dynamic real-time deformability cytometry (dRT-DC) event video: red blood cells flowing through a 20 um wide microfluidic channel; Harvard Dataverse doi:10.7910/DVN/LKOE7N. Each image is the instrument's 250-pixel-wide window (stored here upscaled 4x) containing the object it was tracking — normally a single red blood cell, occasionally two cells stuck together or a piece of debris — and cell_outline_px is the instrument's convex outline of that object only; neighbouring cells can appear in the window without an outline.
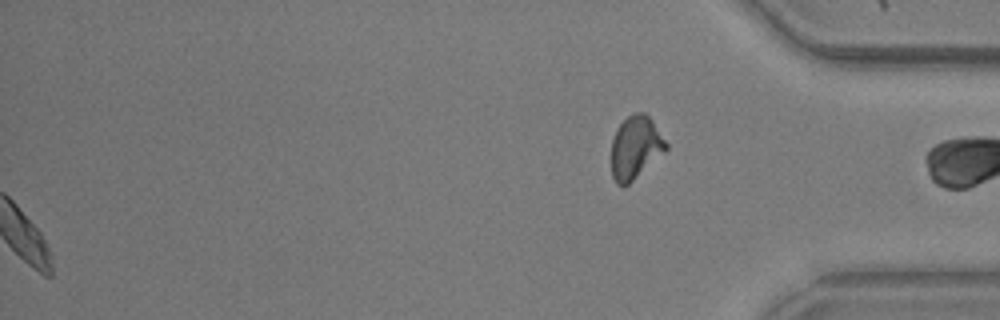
{"species": "common noctule bat (a hibernating species)", "species_latin": "Nyctalus noctula", "temperature_condition": "warm", "stored_images_in_passage": 46, "segment_of_instrument_passage": [2, 2], "camera_frame_rate_fps": 3000, "um_per_image_px": 0.085, "animal": {"sex": "male", "body_mass_g": 20.5, "forearm_length_mm": 52.5}, "frame": {"image": 1, "passage_image": 46, "time_ms": 15.0, "image_size_px": [1000, 320], "cell_outline_px": [[668, 148], [664, 152], [624, 188], [616, 184], [612, 176], [612, 140], [620, 124], [632, 112], [644, 112], [652, 120], [668, 144]], "centroid_in_image_um": [54.01, 12.54], "position_along_channel_um": 381.2, "area_um2": 19.88}}